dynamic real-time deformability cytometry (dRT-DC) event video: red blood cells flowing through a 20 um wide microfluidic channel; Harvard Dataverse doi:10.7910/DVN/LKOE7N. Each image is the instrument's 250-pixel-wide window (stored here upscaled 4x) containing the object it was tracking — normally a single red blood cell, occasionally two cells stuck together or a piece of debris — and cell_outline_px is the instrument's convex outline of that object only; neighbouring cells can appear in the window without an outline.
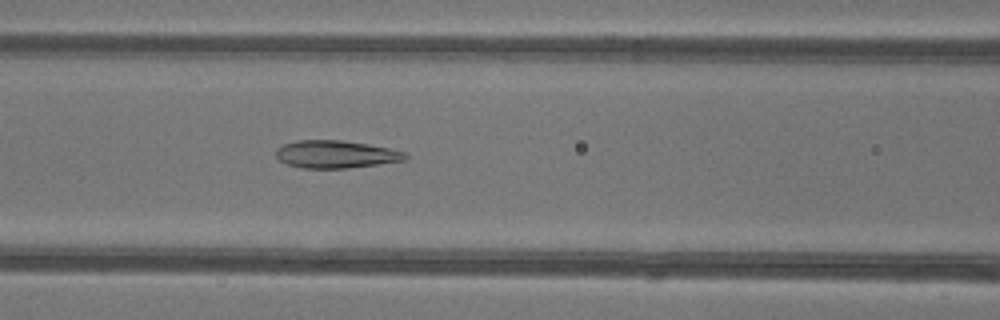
{"species": "common noctule bat (a hibernating species)", "species_latin": "Nyctalus noctula", "temperature_condition": "warm", "stored_images_in_passage": 50, "camera_frame_rate_fps": 3000, "um_per_image_px": 0.085, "animal": {"sex": "female"}, "frame": {"image": 1, "passage_image": 23, "time_ms": 7.333, "image_size_px": [1000, 320], "cell_outline_px": [[408, 160], [348, 168], [300, 168], [288, 164], [280, 160], [276, 156], [276, 148], [284, 144], [296, 140], [340, 140], [368, 144], [388, 148], [404, 152], [408, 156]], "centroid_in_image_um": [28.54, 13.11], "position_along_channel_um": 138.1, "area_um2": 20.81}}
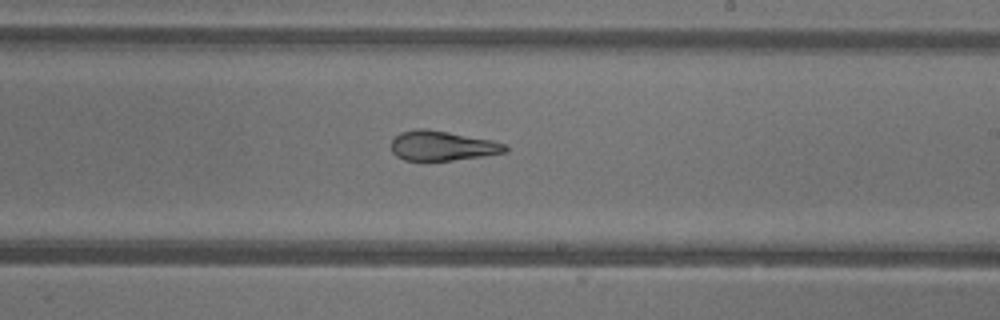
{"frame": {"image": 2, "passage_image": 31, "time_ms": 10.0, "image_size_px": [1000, 320], "cell_outline_px": [[508, 152], [484, 156], [452, 160], [404, 160], [396, 156], [392, 152], [392, 140], [400, 132], [416, 128], [424, 128], [448, 132], [492, 140], [504, 144], [508, 148]], "centroid_in_image_um": [37.59, 12.39], "position_along_channel_um": 251.4, "area_um2": 19.71}}
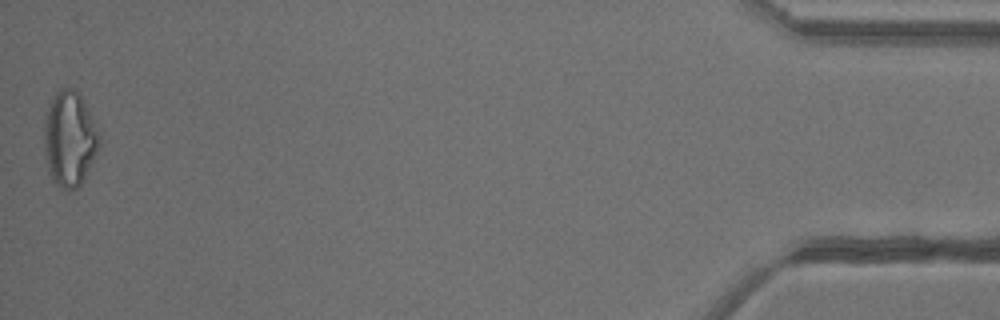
{"frame": {"image": 3, "passage_image": 50, "time_ms": 16.333, "image_size_px": [1000, 320], "cell_outline_px": [[100, 144], [80, 184], [76, 188], [68, 192], [52, 184], [48, 172], [44, 156], [44, 112], [56, 92], [60, 88], [72, 88], [80, 96], [100, 136]], "centroid_in_image_um": [5.84, 11.85], "position_along_channel_um": 429.4, "area_um2": 30.52}, "authors_computed_cell_mechanics": {"area_um2": 23.2356, "velocity_mm_per_s": 4.2497, "shape_relaxation_time_tau1_ms": null, "shape_relaxation_time_tau2_ms": 1.6228, "deformation_change_tau1": null, "deformation_change_tau2": 0.0813}}